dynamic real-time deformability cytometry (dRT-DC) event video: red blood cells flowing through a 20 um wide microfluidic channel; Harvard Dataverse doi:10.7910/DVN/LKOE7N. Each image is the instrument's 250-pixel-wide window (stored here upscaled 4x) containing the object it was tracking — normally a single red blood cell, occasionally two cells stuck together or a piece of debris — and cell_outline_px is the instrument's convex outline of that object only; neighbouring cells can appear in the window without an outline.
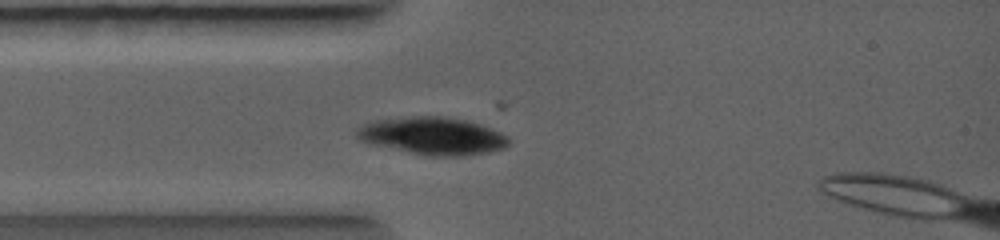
{"species": "common noctule bat (a hibernating species)", "species_latin": "Nyctalus noctula", "temperature_condition": "warm", "stored_images_in_passage": 7, "camera_frame_rate_fps": 5000, "um_per_image_px": 0.085, "animal": {"sex": "female", "body_mass_g": 19.0, "forearm_length_mm": 56.7}, "frame": {"image": 1, "passage_image": 4, "time_ms": 1.6, "image_size_px": [1000, 240], "cell_outline_px": [[508, 144], [504, 148], [488, 152], [460, 156], [428, 156], [368, 144], [360, 140], [356, 136], [356, 128], [360, 124], [368, 120], [412, 116], [440, 116], [464, 120], [480, 124], [492, 128], [508, 136]], "centroid_in_image_um": [36.69, 11.54], "position_along_channel_um": 48.3, "area_um2": 33.58}}